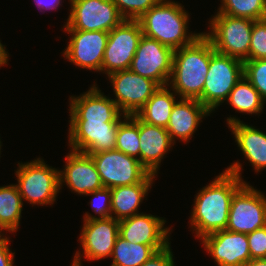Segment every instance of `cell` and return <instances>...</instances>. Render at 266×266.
Wrapping results in <instances>:
<instances>
[{
	"label": "cell",
	"instance_id": "cell-1",
	"mask_svg": "<svg viewBox=\"0 0 266 266\" xmlns=\"http://www.w3.org/2000/svg\"><path fill=\"white\" fill-rule=\"evenodd\" d=\"M241 168L234 162L195 196L190 223L197 238L226 229L232 197L245 183Z\"/></svg>",
	"mask_w": 266,
	"mask_h": 266
},
{
	"label": "cell",
	"instance_id": "cell-2",
	"mask_svg": "<svg viewBox=\"0 0 266 266\" xmlns=\"http://www.w3.org/2000/svg\"><path fill=\"white\" fill-rule=\"evenodd\" d=\"M214 52L211 41L203 32L191 44L174 50L168 86L178 97L197 99L202 104L203 87Z\"/></svg>",
	"mask_w": 266,
	"mask_h": 266
},
{
	"label": "cell",
	"instance_id": "cell-3",
	"mask_svg": "<svg viewBox=\"0 0 266 266\" xmlns=\"http://www.w3.org/2000/svg\"><path fill=\"white\" fill-rule=\"evenodd\" d=\"M183 7L175 1L160 0L137 20L143 35L173 50L191 44L201 33H188L189 14Z\"/></svg>",
	"mask_w": 266,
	"mask_h": 266
},
{
	"label": "cell",
	"instance_id": "cell-4",
	"mask_svg": "<svg viewBox=\"0 0 266 266\" xmlns=\"http://www.w3.org/2000/svg\"><path fill=\"white\" fill-rule=\"evenodd\" d=\"M18 165L16 186L22 200L32 205H52L60 190L59 170L49 167L41 158Z\"/></svg>",
	"mask_w": 266,
	"mask_h": 266
},
{
	"label": "cell",
	"instance_id": "cell-5",
	"mask_svg": "<svg viewBox=\"0 0 266 266\" xmlns=\"http://www.w3.org/2000/svg\"><path fill=\"white\" fill-rule=\"evenodd\" d=\"M209 24L211 32L203 34L211 41L216 52L243 62L249 60L253 20L216 14Z\"/></svg>",
	"mask_w": 266,
	"mask_h": 266
},
{
	"label": "cell",
	"instance_id": "cell-6",
	"mask_svg": "<svg viewBox=\"0 0 266 266\" xmlns=\"http://www.w3.org/2000/svg\"><path fill=\"white\" fill-rule=\"evenodd\" d=\"M243 76V61L215 51L210 58L202 104L212 113L220 103L226 101L230 91Z\"/></svg>",
	"mask_w": 266,
	"mask_h": 266
},
{
	"label": "cell",
	"instance_id": "cell-7",
	"mask_svg": "<svg viewBox=\"0 0 266 266\" xmlns=\"http://www.w3.org/2000/svg\"><path fill=\"white\" fill-rule=\"evenodd\" d=\"M266 226V197L245 182L233 195L226 230L251 233Z\"/></svg>",
	"mask_w": 266,
	"mask_h": 266
},
{
	"label": "cell",
	"instance_id": "cell-8",
	"mask_svg": "<svg viewBox=\"0 0 266 266\" xmlns=\"http://www.w3.org/2000/svg\"><path fill=\"white\" fill-rule=\"evenodd\" d=\"M89 155L95 163L103 187L133 185L143 182L151 174L137 158L116 149Z\"/></svg>",
	"mask_w": 266,
	"mask_h": 266
},
{
	"label": "cell",
	"instance_id": "cell-9",
	"mask_svg": "<svg viewBox=\"0 0 266 266\" xmlns=\"http://www.w3.org/2000/svg\"><path fill=\"white\" fill-rule=\"evenodd\" d=\"M70 3L64 30L110 32L125 20L112 0H70Z\"/></svg>",
	"mask_w": 266,
	"mask_h": 266
},
{
	"label": "cell",
	"instance_id": "cell-10",
	"mask_svg": "<svg viewBox=\"0 0 266 266\" xmlns=\"http://www.w3.org/2000/svg\"><path fill=\"white\" fill-rule=\"evenodd\" d=\"M143 33L137 20H124L109 32L101 72L107 76L130 68Z\"/></svg>",
	"mask_w": 266,
	"mask_h": 266
},
{
	"label": "cell",
	"instance_id": "cell-11",
	"mask_svg": "<svg viewBox=\"0 0 266 266\" xmlns=\"http://www.w3.org/2000/svg\"><path fill=\"white\" fill-rule=\"evenodd\" d=\"M173 55L172 48L142 35L129 69L159 86H166L172 74Z\"/></svg>",
	"mask_w": 266,
	"mask_h": 266
},
{
	"label": "cell",
	"instance_id": "cell-12",
	"mask_svg": "<svg viewBox=\"0 0 266 266\" xmlns=\"http://www.w3.org/2000/svg\"><path fill=\"white\" fill-rule=\"evenodd\" d=\"M108 78L113 85V100L124 115H135L160 87L130 69L113 72Z\"/></svg>",
	"mask_w": 266,
	"mask_h": 266
},
{
	"label": "cell",
	"instance_id": "cell-13",
	"mask_svg": "<svg viewBox=\"0 0 266 266\" xmlns=\"http://www.w3.org/2000/svg\"><path fill=\"white\" fill-rule=\"evenodd\" d=\"M83 221L79 237L83 252L80 255L81 253L76 251L71 266H81L83 255L85 259L91 261L111 257L116 238L119 235V220L113 217Z\"/></svg>",
	"mask_w": 266,
	"mask_h": 266
},
{
	"label": "cell",
	"instance_id": "cell-14",
	"mask_svg": "<svg viewBox=\"0 0 266 266\" xmlns=\"http://www.w3.org/2000/svg\"><path fill=\"white\" fill-rule=\"evenodd\" d=\"M69 146L86 154L115 150L120 122L70 120Z\"/></svg>",
	"mask_w": 266,
	"mask_h": 266
},
{
	"label": "cell",
	"instance_id": "cell-15",
	"mask_svg": "<svg viewBox=\"0 0 266 266\" xmlns=\"http://www.w3.org/2000/svg\"><path fill=\"white\" fill-rule=\"evenodd\" d=\"M72 37L64 50V57L79 68L100 71L109 32L64 30Z\"/></svg>",
	"mask_w": 266,
	"mask_h": 266
},
{
	"label": "cell",
	"instance_id": "cell-16",
	"mask_svg": "<svg viewBox=\"0 0 266 266\" xmlns=\"http://www.w3.org/2000/svg\"><path fill=\"white\" fill-rule=\"evenodd\" d=\"M200 240L218 266H244L251 260L248 237L245 233L224 229L206 235Z\"/></svg>",
	"mask_w": 266,
	"mask_h": 266
},
{
	"label": "cell",
	"instance_id": "cell-17",
	"mask_svg": "<svg viewBox=\"0 0 266 266\" xmlns=\"http://www.w3.org/2000/svg\"><path fill=\"white\" fill-rule=\"evenodd\" d=\"M65 160L64 171L59 170L60 188L65 183L72 192L86 196L103 188L101 177L89 154L71 150Z\"/></svg>",
	"mask_w": 266,
	"mask_h": 266
},
{
	"label": "cell",
	"instance_id": "cell-18",
	"mask_svg": "<svg viewBox=\"0 0 266 266\" xmlns=\"http://www.w3.org/2000/svg\"><path fill=\"white\" fill-rule=\"evenodd\" d=\"M70 120L121 122L120 109L115 101L98 89L96 85L81 96L70 97Z\"/></svg>",
	"mask_w": 266,
	"mask_h": 266
},
{
	"label": "cell",
	"instance_id": "cell-19",
	"mask_svg": "<svg viewBox=\"0 0 266 266\" xmlns=\"http://www.w3.org/2000/svg\"><path fill=\"white\" fill-rule=\"evenodd\" d=\"M166 220L151 214L138 213L119 220V235L128 242L145 245H169L170 228Z\"/></svg>",
	"mask_w": 266,
	"mask_h": 266
},
{
	"label": "cell",
	"instance_id": "cell-20",
	"mask_svg": "<svg viewBox=\"0 0 266 266\" xmlns=\"http://www.w3.org/2000/svg\"><path fill=\"white\" fill-rule=\"evenodd\" d=\"M211 112L197 99L180 98L172 108L170 120L166 127L172 142L180 139L186 143L197 130L200 121Z\"/></svg>",
	"mask_w": 266,
	"mask_h": 266
},
{
	"label": "cell",
	"instance_id": "cell-21",
	"mask_svg": "<svg viewBox=\"0 0 266 266\" xmlns=\"http://www.w3.org/2000/svg\"><path fill=\"white\" fill-rule=\"evenodd\" d=\"M140 162L151 173L157 175L164 155L174 144L164 127L151 125L139 119Z\"/></svg>",
	"mask_w": 266,
	"mask_h": 266
},
{
	"label": "cell",
	"instance_id": "cell-22",
	"mask_svg": "<svg viewBox=\"0 0 266 266\" xmlns=\"http://www.w3.org/2000/svg\"><path fill=\"white\" fill-rule=\"evenodd\" d=\"M227 124L234 134L235 142L254 170L258 173L266 168V133L236 117H227Z\"/></svg>",
	"mask_w": 266,
	"mask_h": 266
},
{
	"label": "cell",
	"instance_id": "cell-23",
	"mask_svg": "<svg viewBox=\"0 0 266 266\" xmlns=\"http://www.w3.org/2000/svg\"><path fill=\"white\" fill-rule=\"evenodd\" d=\"M155 176L150 174L143 182L111 188V217L122 220L138 214L139 206L147 196Z\"/></svg>",
	"mask_w": 266,
	"mask_h": 266
},
{
	"label": "cell",
	"instance_id": "cell-24",
	"mask_svg": "<svg viewBox=\"0 0 266 266\" xmlns=\"http://www.w3.org/2000/svg\"><path fill=\"white\" fill-rule=\"evenodd\" d=\"M166 86H160L135 114L141 121L166 128L173 106L177 102L176 93L169 91ZM175 95V96H174Z\"/></svg>",
	"mask_w": 266,
	"mask_h": 266
},
{
	"label": "cell",
	"instance_id": "cell-25",
	"mask_svg": "<svg viewBox=\"0 0 266 266\" xmlns=\"http://www.w3.org/2000/svg\"><path fill=\"white\" fill-rule=\"evenodd\" d=\"M168 245H145L128 242L120 235L116 238L110 266H141L156 251Z\"/></svg>",
	"mask_w": 266,
	"mask_h": 266
},
{
	"label": "cell",
	"instance_id": "cell-26",
	"mask_svg": "<svg viewBox=\"0 0 266 266\" xmlns=\"http://www.w3.org/2000/svg\"><path fill=\"white\" fill-rule=\"evenodd\" d=\"M22 208L23 201L16 184L0 186V225L5 231H17Z\"/></svg>",
	"mask_w": 266,
	"mask_h": 266
},
{
	"label": "cell",
	"instance_id": "cell-27",
	"mask_svg": "<svg viewBox=\"0 0 266 266\" xmlns=\"http://www.w3.org/2000/svg\"><path fill=\"white\" fill-rule=\"evenodd\" d=\"M226 101L239 113L251 115L261 113L266 103L245 76L236 83Z\"/></svg>",
	"mask_w": 266,
	"mask_h": 266
},
{
	"label": "cell",
	"instance_id": "cell-28",
	"mask_svg": "<svg viewBox=\"0 0 266 266\" xmlns=\"http://www.w3.org/2000/svg\"><path fill=\"white\" fill-rule=\"evenodd\" d=\"M119 123L115 149L140 161L139 118L136 115H123Z\"/></svg>",
	"mask_w": 266,
	"mask_h": 266
},
{
	"label": "cell",
	"instance_id": "cell-29",
	"mask_svg": "<svg viewBox=\"0 0 266 266\" xmlns=\"http://www.w3.org/2000/svg\"><path fill=\"white\" fill-rule=\"evenodd\" d=\"M216 14L247 18L253 21L266 18V0H222Z\"/></svg>",
	"mask_w": 266,
	"mask_h": 266
},
{
	"label": "cell",
	"instance_id": "cell-30",
	"mask_svg": "<svg viewBox=\"0 0 266 266\" xmlns=\"http://www.w3.org/2000/svg\"><path fill=\"white\" fill-rule=\"evenodd\" d=\"M243 64L244 76L266 102V58L246 60Z\"/></svg>",
	"mask_w": 266,
	"mask_h": 266
},
{
	"label": "cell",
	"instance_id": "cell-31",
	"mask_svg": "<svg viewBox=\"0 0 266 266\" xmlns=\"http://www.w3.org/2000/svg\"><path fill=\"white\" fill-rule=\"evenodd\" d=\"M93 199L90 201L93 211L98 217L89 214L84 215V220L106 219L111 217V188L103 187L102 189L88 193Z\"/></svg>",
	"mask_w": 266,
	"mask_h": 266
},
{
	"label": "cell",
	"instance_id": "cell-32",
	"mask_svg": "<svg viewBox=\"0 0 266 266\" xmlns=\"http://www.w3.org/2000/svg\"><path fill=\"white\" fill-rule=\"evenodd\" d=\"M125 20H138L160 0H112Z\"/></svg>",
	"mask_w": 266,
	"mask_h": 266
},
{
	"label": "cell",
	"instance_id": "cell-33",
	"mask_svg": "<svg viewBox=\"0 0 266 266\" xmlns=\"http://www.w3.org/2000/svg\"><path fill=\"white\" fill-rule=\"evenodd\" d=\"M266 58V18L255 20L251 33L249 60Z\"/></svg>",
	"mask_w": 266,
	"mask_h": 266
},
{
	"label": "cell",
	"instance_id": "cell-34",
	"mask_svg": "<svg viewBox=\"0 0 266 266\" xmlns=\"http://www.w3.org/2000/svg\"><path fill=\"white\" fill-rule=\"evenodd\" d=\"M251 259H266V226L247 234Z\"/></svg>",
	"mask_w": 266,
	"mask_h": 266
},
{
	"label": "cell",
	"instance_id": "cell-35",
	"mask_svg": "<svg viewBox=\"0 0 266 266\" xmlns=\"http://www.w3.org/2000/svg\"><path fill=\"white\" fill-rule=\"evenodd\" d=\"M170 248L169 244L165 248L156 251L141 266H174V256Z\"/></svg>",
	"mask_w": 266,
	"mask_h": 266
},
{
	"label": "cell",
	"instance_id": "cell-36",
	"mask_svg": "<svg viewBox=\"0 0 266 266\" xmlns=\"http://www.w3.org/2000/svg\"><path fill=\"white\" fill-rule=\"evenodd\" d=\"M9 242L7 236L0 240V266H13L14 252L10 250Z\"/></svg>",
	"mask_w": 266,
	"mask_h": 266
},
{
	"label": "cell",
	"instance_id": "cell-37",
	"mask_svg": "<svg viewBox=\"0 0 266 266\" xmlns=\"http://www.w3.org/2000/svg\"><path fill=\"white\" fill-rule=\"evenodd\" d=\"M37 4L39 10L42 12V10H56L59 5L61 4V0H34Z\"/></svg>",
	"mask_w": 266,
	"mask_h": 266
},
{
	"label": "cell",
	"instance_id": "cell-38",
	"mask_svg": "<svg viewBox=\"0 0 266 266\" xmlns=\"http://www.w3.org/2000/svg\"><path fill=\"white\" fill-rule=\"evenodd\" d=\"M9 53L6 51L5 45H3L0 41V67L8 64V55Z\"/></svg>",
	"mask_w": 266,
	"mask_h": 266
},
{
	"label": "cell",
	"instance_id": "cell-39",
	"mask_svg": "<svg viewBox=\"0 0 266 266\" xmlns=\"http://www.w3.org/2000/svg\"><path fill=\"white\" fill-rule=\"evenodd\" d=\"M244 266H266V259H251Z\"/></svg>",
	"mask_w": 266,
	"mask_h": 266
},
{
	"label": "cell",
	"instance_id": "cell-40",
	"mask_svg": "<svg viewBox=\"0 0 266 266\" xmlns=\"http://www.w3.org/2000/svg\"><path fill=\"white\" fill-rule=\"evenodd\" d=\"M4 228L0 225V240H2L3 238H4V236L3 235H6V234H2L1 232L3 231L4 232Z\"/></svg>",
	"mask_w": 266,
	"mask_h": 266
}]
</instances>
